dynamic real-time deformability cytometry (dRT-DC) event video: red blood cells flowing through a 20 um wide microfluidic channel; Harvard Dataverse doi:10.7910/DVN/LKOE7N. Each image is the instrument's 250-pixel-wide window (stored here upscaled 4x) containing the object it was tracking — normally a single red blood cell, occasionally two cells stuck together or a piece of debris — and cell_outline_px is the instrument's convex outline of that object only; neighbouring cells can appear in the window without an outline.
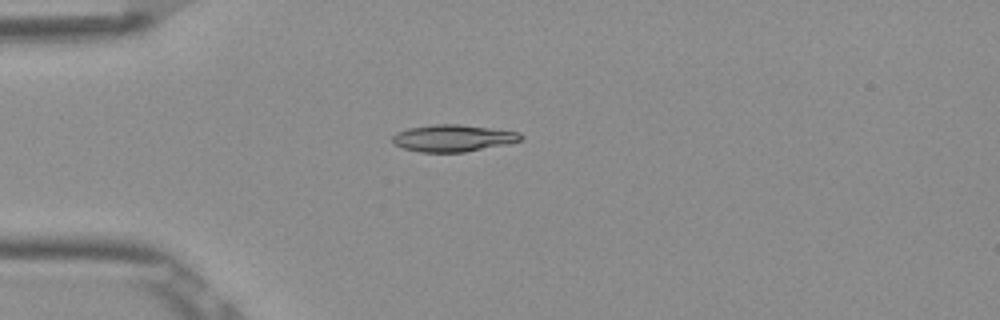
{"species": "Egyptian fruit bat (a non-hibernating species)", "species_latin": "Rousettus aegyptiacus", "temperature_condition": "room temperature", "stored_images_in_passage": 5, "camera_frame_rate_fps": 3000, "um_per_image_px": 0.085, "frame": {"image": 1, "passage_image": 4, "time_ms": 1.0, "image_size_px": [1000, 320], "cell_outline_px": [[524, 140], [464, 152], [420, 152], [404, 148], [392, 144], [392, 136], [396, 132], [408, 128], [432, 124], [460, 124], [520, 132], [524, 136]], "centroid_in_image_um": [38.48, 11.73], "position_along_channel_um": 46.5, "area_um2": 20.17}}